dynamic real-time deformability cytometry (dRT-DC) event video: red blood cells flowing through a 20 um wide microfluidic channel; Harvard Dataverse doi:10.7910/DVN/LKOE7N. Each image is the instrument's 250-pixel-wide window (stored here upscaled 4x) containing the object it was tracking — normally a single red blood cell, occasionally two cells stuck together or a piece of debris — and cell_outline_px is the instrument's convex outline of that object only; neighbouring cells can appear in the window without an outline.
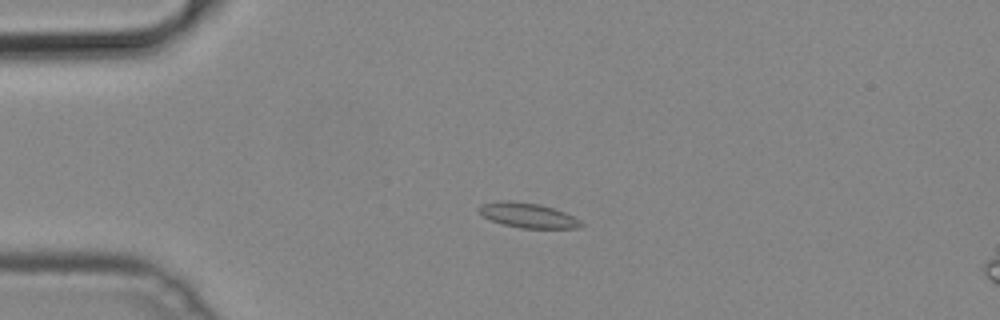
{"species": "common noctule bat (a hibernating species)", "species_latin": "Nyctalus noctula", "temperature_condition": "cold", "stored_images_in_passage": 43, "camera_frame_rate_fps": 3000, "um_per_image_px": 0.085, "animal": {"sex": "male", "body_mass_g": 19.2, "forearm_length_mm": 51.8}, "frame": {"image": 1, "passage_image": 4, "time_ms": 1.0, "image_size_px": [1000, 320], "cell_outline_px": [[584, 224], [580, 228], [520, 228], [504, 224], [492, 220], [484, 216], [480, 212], [480, 208], [484, 204], [500, 200], [508, 200], [540, 204], [564, 212], [580, 220]], "centroid_in_image_um": [44.92, 18.3], "position_along_channel_um": 40.1, "area_um2": 14.51}}
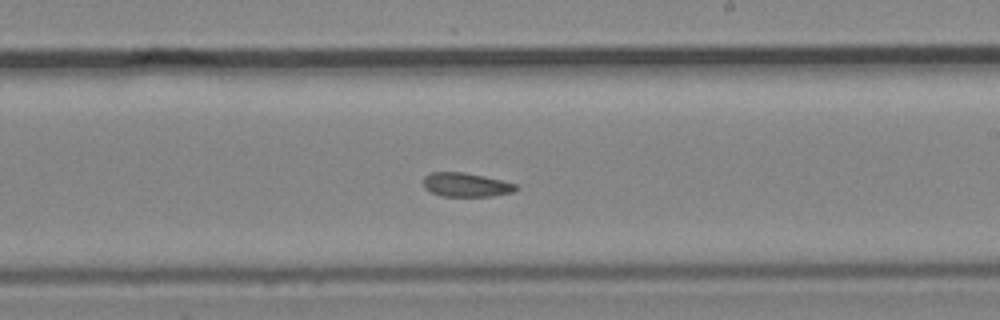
{"frame": {"image": 2, "passage_image": 22, "time_ms": 7.0, "image_size_px": [1000, 320], "cell_outline_px": [[520, 188], [512, 192], [492, 196], [440, 196], [424, 188], [424, 176], [428, 172], [464, 172], [484, 176], [516, 184]], "centroid_in_image_um": [39.6, 15.7], "position_along_channel_um": 249.4, "area_um2": 12.95}}
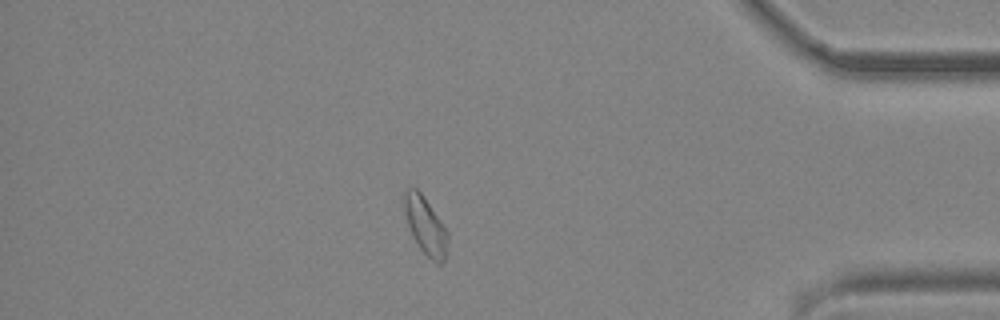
{"frame": {"image": 3, "passage_image": 36, "time_ms": 11.667, "image_size_px": [1000, 320], "cell_outline_px": [[448, 240], [444, 260], [440, 264], [436, 264], [420, 248], [412, 236], [408, 224], [404, 208], [404, 192], [408, 188], [416, 188], [420, 192], [440, 220], [448, 232]], "centroid_in_image_um": [36.17, 19.2], "position_along_channel_um": 399.0, "area_um2": 14.22}}